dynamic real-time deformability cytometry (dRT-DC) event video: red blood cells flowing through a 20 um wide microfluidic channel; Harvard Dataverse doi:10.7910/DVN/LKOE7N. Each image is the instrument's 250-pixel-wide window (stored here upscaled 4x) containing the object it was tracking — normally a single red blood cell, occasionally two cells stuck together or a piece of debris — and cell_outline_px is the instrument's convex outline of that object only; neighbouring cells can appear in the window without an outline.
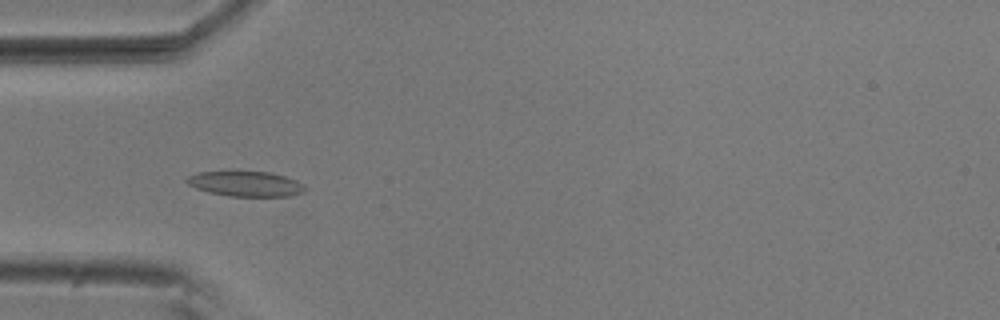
{"species": "common noctule bat (a hibernating species)", "species_latin": "Nyctalus noctula", "temperature_condition": "room temperature", "stored_images_in_passage": 4, "camera_frame_rate_fps": 3000, "um_per_image_px": 0.085, "animal": {"sex": "male", "body_mass_g": 20.5, "forearm_length_mm": 52.5}, "frame": {"image": 1, "passage_image": 2, "time_ms": 0.333, "image_size_px": [1000, 320], "cell_outline_px": [[308, 188], [304, 192], [292, 196], [232, 196], [208, 192], [196, 188], [188, 184], [184, 180], [188, 176], [196, 172], [232, 168], [268, 172], [284, 176], [296, 180], [304, 184]], "centroid_in_image_um": [20.84, 15.57], "position_along_channel_um": 64.2, "area_um2": 18.32}}
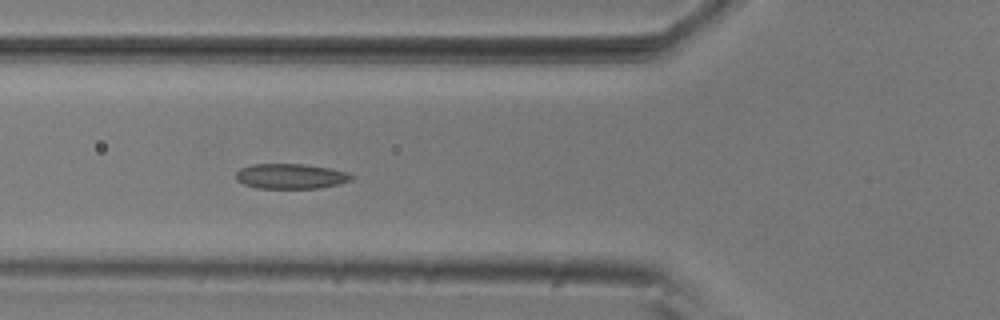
{"frame": {"image": 2, "passage_image": 3, "time_ms": 0.667, "image_size_px": [1000, 320], "cell_outline_px": [[352, 180], [320, 188], [256, 188], [244, 184], [236, 180], [236, 172], [240, 168], [252, 164], [300, 164], [328, 168], [348, 172], [352, 176]], "centroid_in_image_um": [24.67, 14.98], "position_along_channel_um": 101.1, "area_um2": 16.76}}
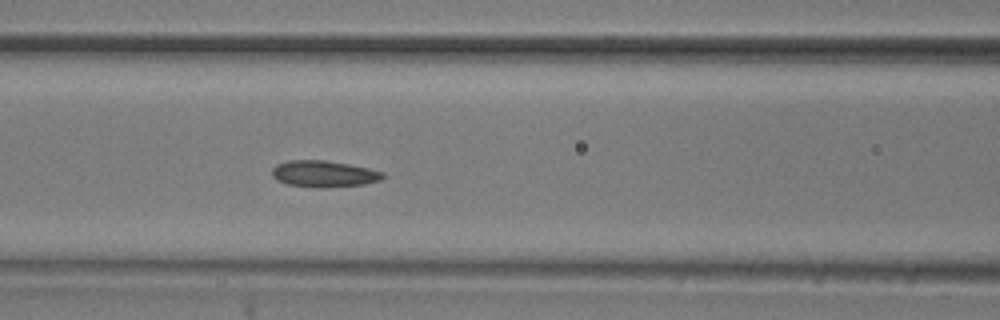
{"frame": {"image": 3, "passage_image": 4, "time_ms": 1.0, "image_size_px": [1000, 320], "cell_outline_px": [[384, 176], [380, 180], [364, 184], [320, 188], [288, 184], [276, 180], [272, 176], [272, 168], [276, 164], [288, 160], [324, 160], [348, 164], [368, 168], [384, 172]], "centroid_in_image_um": [27.5, 14.77], "position_along_channel_um": 139.1, "area_um2": 17.05}}